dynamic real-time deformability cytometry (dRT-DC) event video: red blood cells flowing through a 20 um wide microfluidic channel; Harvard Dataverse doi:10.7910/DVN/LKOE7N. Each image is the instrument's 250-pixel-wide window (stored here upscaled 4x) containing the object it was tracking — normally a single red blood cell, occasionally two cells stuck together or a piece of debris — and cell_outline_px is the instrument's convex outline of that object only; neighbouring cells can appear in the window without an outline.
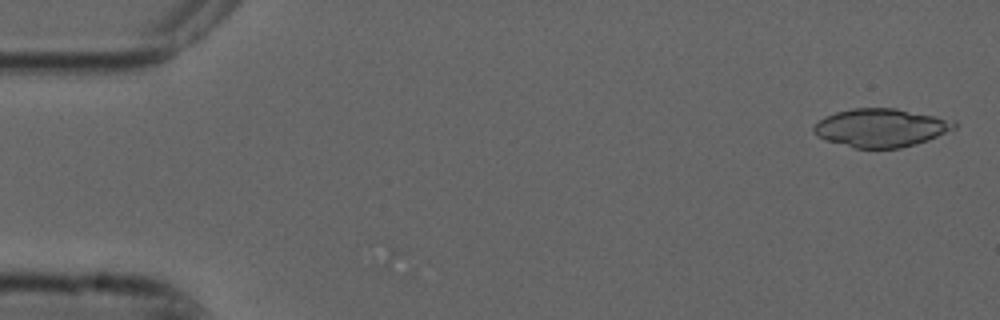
{"species": "common noctule bat (a hibernating species)", "species_latin": "Nyctalus noctula", "temperature_condition": "cold", "stored_images_in_passage": 4, "camera_frame_rate_fps": 3000, "um_per_image_px": 0.085, "animal": {"sex": "male", "forearm_length_mm": 52.5}, "frame": {"image": 1, "passage_image": 1, "time_ms": 0.0, "image_size_px": [1000, 320], "cell_outline_px": [[960, 124], [956, 128], [928, 140], [916, 144], [900, 148], [852, 148], [824, 140], [816, 136], [812, 132], [812, 128], [824, 116], [836, 112], [852, 108], [896, 108], [956, 120]], "centroid_in_image_um": [74.88, 10.86], "position_along_channel_um": 10.1, "area_um2": 31.79}}